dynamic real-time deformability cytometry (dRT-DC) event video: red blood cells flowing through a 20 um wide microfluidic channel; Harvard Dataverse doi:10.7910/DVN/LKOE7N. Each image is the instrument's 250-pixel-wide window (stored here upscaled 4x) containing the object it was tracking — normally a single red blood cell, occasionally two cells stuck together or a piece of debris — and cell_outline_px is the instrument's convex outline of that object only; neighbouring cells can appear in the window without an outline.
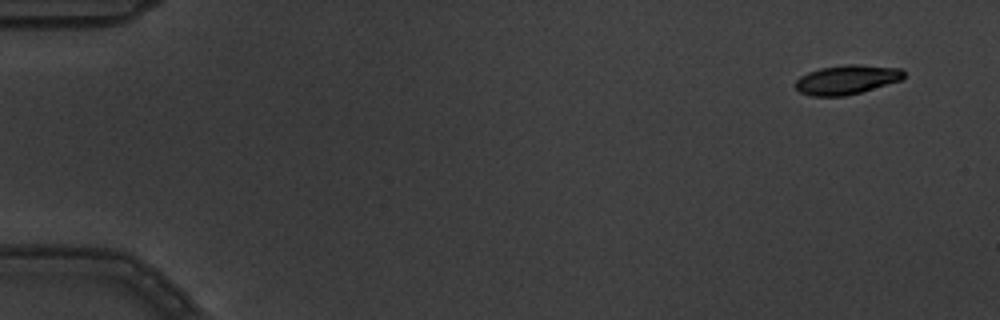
{"species": "common noctule bat (a hibernating species)", "species_latin": "Nyctalus noctula", "temperature_condition": "warm", "stored_images_in_passage": 6, "camera_frame_rate_fps": 3000, "um_per_image_px": 0.085, "animal": {"sex": "male", "body_mass_g": 19.5, "forearm_length_mm": 54.6}, "frame": {"image": 1, "passage_image": 1, "time_ms": 0.0, "image_size_px": [1000, 320], "cell_outline_px": [[904, 76], [900, 80], [860, 92], [844, 96], [812, 96], [800, 92], [796, 88], [796, 80], [800, 76], [808, 72], [820, 68], [848, 64], [856, 64], [900, 68], [904, 72]], "centroid_in_image_um": [71.94, 6.76], "position_along_channel_um": 13.1, "area_um2": 18.26}}